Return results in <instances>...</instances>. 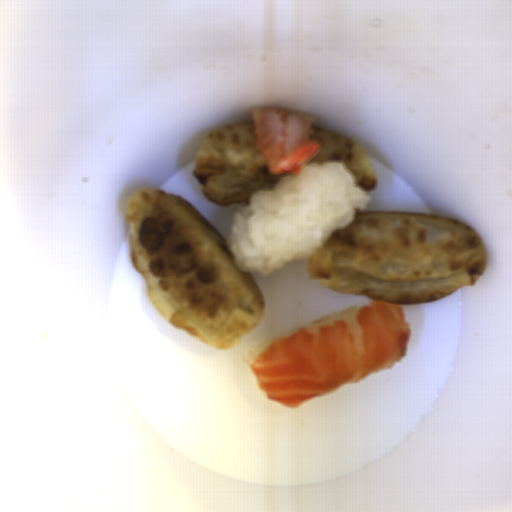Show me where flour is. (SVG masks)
I'll use <instances>...</instances> for the list:
<instances>
[{
	"instance_id": "obj_3",
	"label": "flour",
	"mask_w": 512,
	"mask_h": 512,
	"mask_svg": "<svg viewBox=\"0 0 512 512\" xmlns=\"http://www.w3.org/2000/svg\"><path fill=\"white\" fill-rule=\"evenodd\" d=\"M256 123L209 131L193 174L207 201L217 206L248 204L255 192L271 188L289 174H271L257 150Z\"/></svg>"
},
{
	"instance_id": "obj_2",
	"label": "flour",
	"mask_w": 512,
	"mask_h": 512,
	"mask_svg": "<svg viewBox=\"0 0 512 512\" xmlns=\"http://www.w3.org/2000/svg\"><path fill=\"white\" fill-rule=\"evenodd\" d=\"M476 231L456 219L409 211H360L307 259L310 279L344 295L394 305L435 302L484 275Z\"/></svg>"
},
{
	"instance_id": "obj_1",
	"label": "flour",
	"mask_w": 512,
	"mask_h": 512,
	"mask_svg": "<svg viewBox=\"0 0 512 512\" xmlns=\"http://www.w3.org/2000/svg\"><path fill=\"white\" fill-rule=\"evenodd\" d=\"M125 228L132 264L170 324L223 351L260 325L266 304L251 273L181 197L161 188L135 192L125 205Z\"/></svg>"
},
{
	"instance_id": "obj_4",
	"label": "flour",
	"mask_w": 512,
	"mask_h": 512,
	"mask_svg": "<svg viewBox=\"0 0 512 512\" xmlns=\"http://www.w3.org/2000/svg\"><path fill=\"white\" fill-rule=\"evenodd\" d=\"M311 130L313 134L308 136L309 141H318L321 146L307 166L321 162H342L351 172L356 189L363 193L377 189L375 170L359 144L318 126H311Z\"/></svg>"
}]
</instances>
